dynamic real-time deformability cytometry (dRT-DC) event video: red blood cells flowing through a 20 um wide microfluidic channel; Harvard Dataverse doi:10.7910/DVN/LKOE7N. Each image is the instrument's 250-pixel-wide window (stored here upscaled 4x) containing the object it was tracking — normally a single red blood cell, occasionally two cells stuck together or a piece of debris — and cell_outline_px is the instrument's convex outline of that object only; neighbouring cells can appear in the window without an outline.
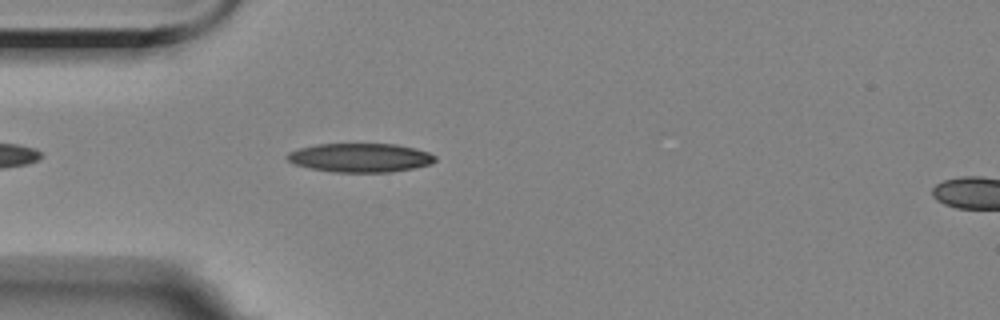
{"species": "Egyptian fruit bat (a non-hibernating species)", "species_latin": "Rousettus aegyptiacus", "temperature_condition": "room temperature", "stored_images_in_passage": 4, "camera_frame_rate_fps": 3000, "um_per_image_px": 0.085, "animal": {"sex": "female"}, "frame": {"image": 1, "passage_image": 3, "time_ms": 3.333, "image_size_px": [1000, 320], "cell_outline_px": [[436, 160], [432, 164], [412, 168], [388, 172], [336, 172], [312, 168], [296, 164], [288, 160], [284, 156], [288, 152], [300, 148], [316, 144], [396, 144], [416, 148], [428, 152], [436, 156]], "centroid_in_image_um": [30.64, 13.39], "position_along_channel_um": 54.4, "area_um2": 24.8}}